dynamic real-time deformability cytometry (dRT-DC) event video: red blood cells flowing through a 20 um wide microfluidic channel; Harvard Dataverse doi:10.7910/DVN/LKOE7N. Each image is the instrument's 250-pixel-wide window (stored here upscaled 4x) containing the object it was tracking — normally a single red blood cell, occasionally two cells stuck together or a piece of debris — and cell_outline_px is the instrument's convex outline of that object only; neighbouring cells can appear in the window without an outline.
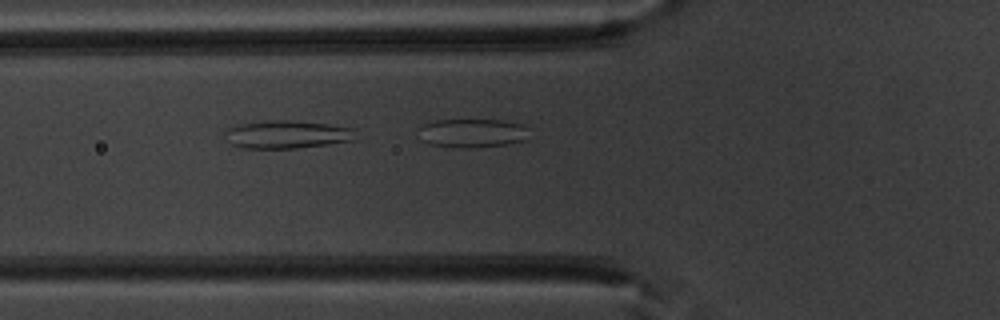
{"species": "common noctule bat (a hibernating species)", "species_latin": "Nyctalus noctula", "temperature_condition": "warm", "stored_images_in_passage": 8, "camera_frame_rate_fps": 3000, "um_per_image_px": 0.085, "animal": {"sex": "male", "body_mass_g": 20.1, "forearm_length_mm": 53.5}, "frame": {"image": 1, "passage_image": 8, "time_ms": 2.333, "image_size_px": [1000, 320], "cell_outline_px": [[532, 128], [528, 140], [504, 144], [468, 148], [456, 148], [428, 144], [420, 140], [420, 128], [424, 124], [436, 120], [504, 120], [520, 124]], "centroid_in_image_um": [40.2, 11.31], "position_along_channel_um": 85.6, "area_um2": 18.84}}